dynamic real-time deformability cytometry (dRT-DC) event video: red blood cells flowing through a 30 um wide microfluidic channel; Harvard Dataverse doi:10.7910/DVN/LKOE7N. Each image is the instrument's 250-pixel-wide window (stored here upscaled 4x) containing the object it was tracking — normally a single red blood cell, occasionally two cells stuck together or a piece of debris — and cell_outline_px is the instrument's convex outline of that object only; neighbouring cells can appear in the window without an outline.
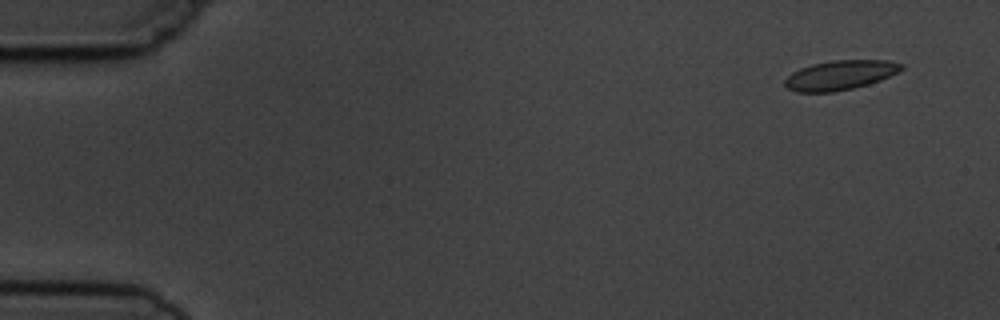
{"species": "common noctule bat (a hibernating species)", "species_latin": "Nyctalus noctula", "temperature_condition": "cold", "stored_images_in_passage": 7, "camera_frame_rate_fps": 3000, "um_per_image_px": 0.085, "animal": {"sex": "male", "body_mass_g": 19.5, "forearm_length_mm": 54.6}, "frame": {"image": 1, "passage_image": 1, "time_ms": 0.0, "image_size_px": [1000, 320], "cell_outline_px": [[904, 68], [880, 80], [868, 84], [852, 88], [832, 92], [796, 92], [788, 88], [784, 84], [784, 80], [792, 72], [800, 68], [812, 64], [832, 60], [888, 60], [904, 64]], "centroid_in_image_um": [71.39, 6.38], "position_along_channel_um": 13.6, "area_um2": 19.94}}
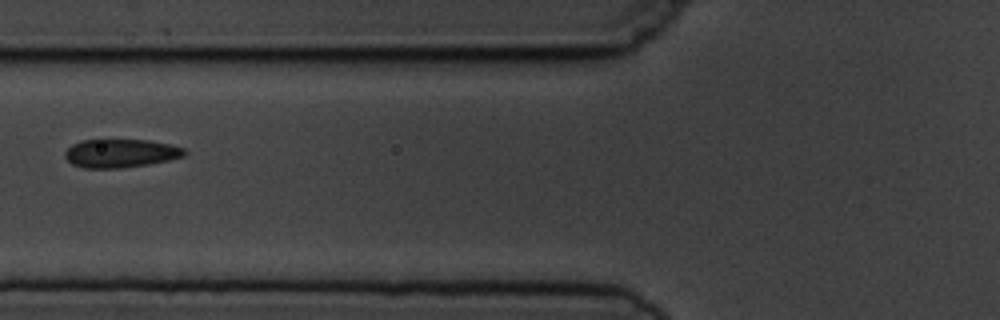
{"frame": {"image": 2, "passage_image": 6, "time_ms": 6.0, "image_size_px": [1000, 320], "cell_outline_px": [[188, 152], [184, 156], [168, 160], [148, 164], [120, 168], [84, 168], [72, 164], [64, 156], [64, 152], [72, 144], [80, 140], [148, 140], [168, 144], [184, 148]], "centroid_in_image_um": [10.23, 13.03], "position_along_channel_um": 115.6, "area_um2": 19.77}}
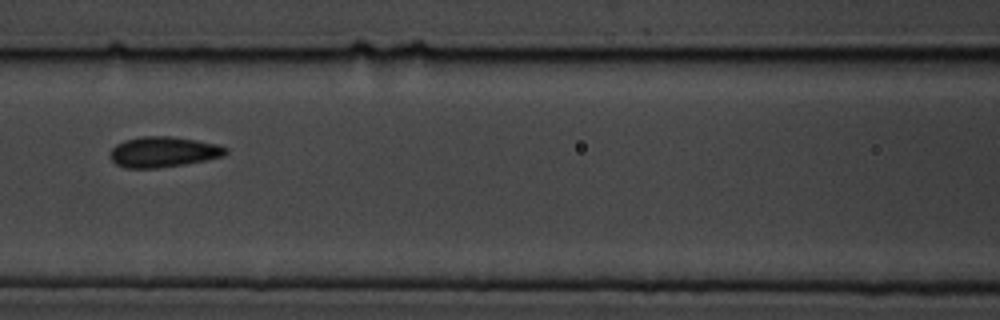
{"frame": {"image": 3, "passage_image": 7, "time_ms": 7.0, "image_size_px": [1000, 320], "cell_outline_px": [[228, 152], [224, 156], [184, 164], [156, 168], [124, 168], [116, 164], [112, 160], [112, 148], [116, 144], [124, 140], [140, 136], [172, 136], [220, 144], [228, 148]], "centroid_in_image_um": [13.91, 12.9], "position_along_channel_um": 152.7, "area_um2": 20.58}}